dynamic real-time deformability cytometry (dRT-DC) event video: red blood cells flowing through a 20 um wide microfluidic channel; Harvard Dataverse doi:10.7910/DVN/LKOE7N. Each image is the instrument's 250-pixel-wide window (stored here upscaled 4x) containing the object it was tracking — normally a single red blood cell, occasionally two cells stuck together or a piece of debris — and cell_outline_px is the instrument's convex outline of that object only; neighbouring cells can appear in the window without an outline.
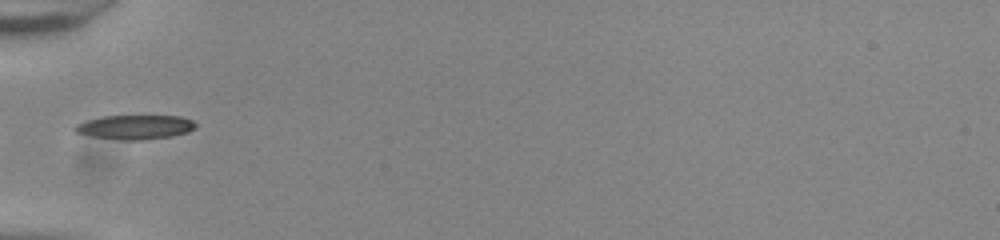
{"species": "common noctule bat (a hibernating species)", "species_latin": "Nyctalus noctula", "temperature_condition": "room temperature", "stored_images_in_passage": 33, "camera_frame_rate_fps": 3000, "um_per_image_px": 0.085, "animal": {"sex": "male", "body_mass_g": 20.0, "forearm_length_mm": 53.3}, "frame": {"image": 1, "passage_image": 1, "time_ms": 0.0, "image_size_px": [1000, 240], "cell_outline_px": [[196, 128], [188, 132], [172, 136], [140, 140], [120, 140], [92, 136], [76, 132], [72, 128], [76, 124], [88, 120], [104, 116], [180, 116], [192, 120], [196, 124]], "centroid_in_image_um": [11.5, 10.8], "position_along_channel_um": 73.5, "area_um2": 16.99}}
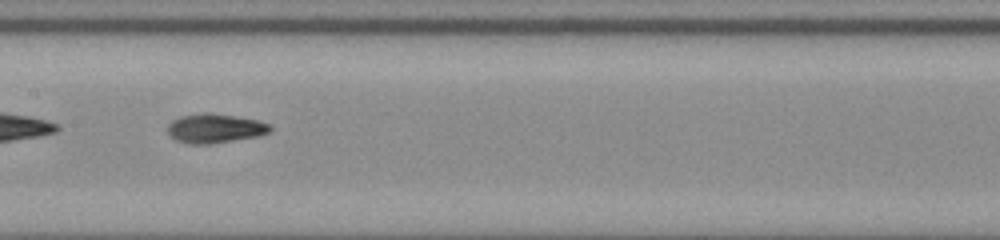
{"frame": {"image": 2, "passage_image": 10, "time_ms": 3.0, "image_size_px": [1000, 240], "cell_outline_px": [[272, 128], [268, 132], [256, 136], [212, 144], [188, 144], [176, 140], [168, 136], [168, 124], [172, 120], [180, 116], [204, 112], [208, 112], [236, 116], [260, 120], [268, 124]], "centroid_in_image_um": [18.22, 10.9], "position_along_channel_um": 189.2, "area_um2": 17.57}, "authors_computed_cell_mechanics": {"area_um2": 17.051, "velocity_mm_per_s": 3.8649, "shape_relaxation_time_tau1_ms": 3.901, "shape_relaxation_time_tau2_ms": 2.2734, "deformation_change_tau1": 0.1804, "deformation_change_tau2": 0.0603}}